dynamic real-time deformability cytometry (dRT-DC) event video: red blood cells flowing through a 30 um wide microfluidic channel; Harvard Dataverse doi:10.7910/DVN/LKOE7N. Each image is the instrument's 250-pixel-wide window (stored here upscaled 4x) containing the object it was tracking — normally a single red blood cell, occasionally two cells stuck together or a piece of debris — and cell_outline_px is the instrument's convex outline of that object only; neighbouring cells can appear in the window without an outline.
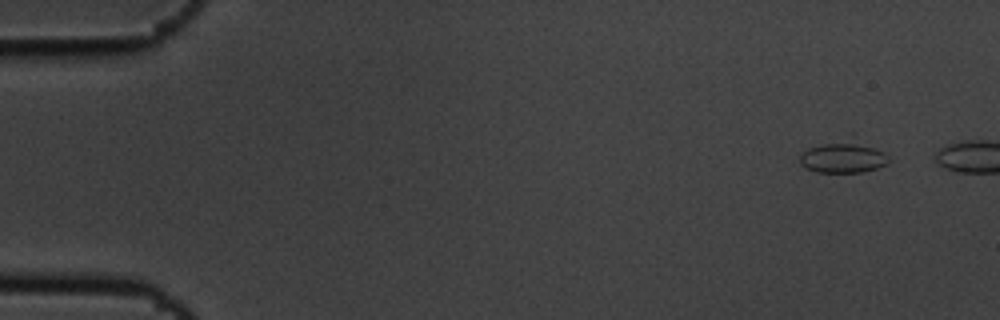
{"species": "common noctule bat (a hibernating species)", "species_latin": "Nyctalus noctula", "temperature_condition": "cold", "stored_images_in_passage": 4, "camera_frame_rate_fps": 3000, "um_per_image_px": 0.085, "animal": {"sex": "male", "body_mass_g": 19.5, "forearm_length_mm": 54.6}, "frame": {"image": 1, "passage_image": 1, "time_ms": 0.0, "image_size_px": [1000, 320], "cell_outline_px": [[888, 160], [884, 164], [876, 168], [860, 172], [816, 172], [804, 168], [800, 164], [800, 152], [808, 148], [852, 132], [856, 132], [884, 152], [888, 156]], "centroid_in_image_um": [71.69, 13.21], "position_along_channel_um": 13.3, "area_um2": 17.98}}